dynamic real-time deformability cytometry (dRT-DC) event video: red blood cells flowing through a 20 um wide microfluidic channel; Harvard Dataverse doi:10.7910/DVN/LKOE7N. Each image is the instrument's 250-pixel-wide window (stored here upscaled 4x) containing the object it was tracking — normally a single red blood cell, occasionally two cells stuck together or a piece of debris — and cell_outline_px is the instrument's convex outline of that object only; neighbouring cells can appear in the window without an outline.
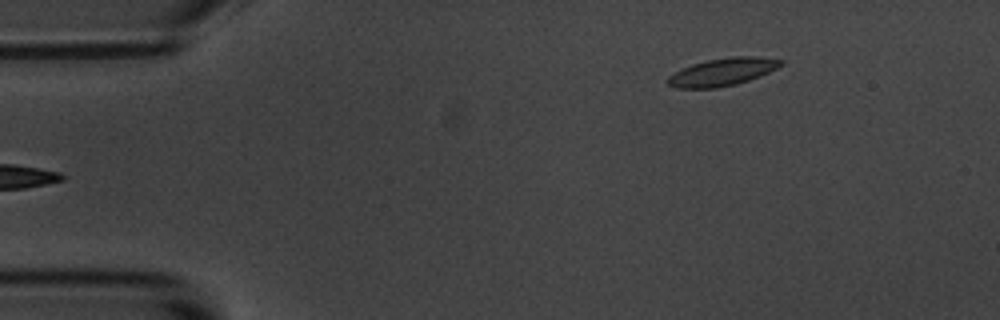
{"species": "common noctule bat (a hibernating species)", "species_latin": "Nyctalus noctula", "temperature_condition": "room temperature", "stored_images_in_passage": 4, "camera_frame_rate_fps": 3000, "um_per_image_px": 0.085, "animal": {"sex": "male", "body_mass_g": 20.1, "forearm_length_mm": 53.5}, "frame": {"image": 1, "passage_image": 4, "time_ms": 4.333, "image_size_px": [1000, 320], "cell_outline_px": [[784, 64], [768, 72], [748, 80], [736, 84], [716, 88], [676, 88], [668, 84], [664, 80], [668, 76], [692, 64], [708, 60], [732, 56], [756, 56], [784, 60]], "centroid_in_image_um": [61.4, 6.11], "position_along_channel_um": 23.6, "area_um2": 18.09}}